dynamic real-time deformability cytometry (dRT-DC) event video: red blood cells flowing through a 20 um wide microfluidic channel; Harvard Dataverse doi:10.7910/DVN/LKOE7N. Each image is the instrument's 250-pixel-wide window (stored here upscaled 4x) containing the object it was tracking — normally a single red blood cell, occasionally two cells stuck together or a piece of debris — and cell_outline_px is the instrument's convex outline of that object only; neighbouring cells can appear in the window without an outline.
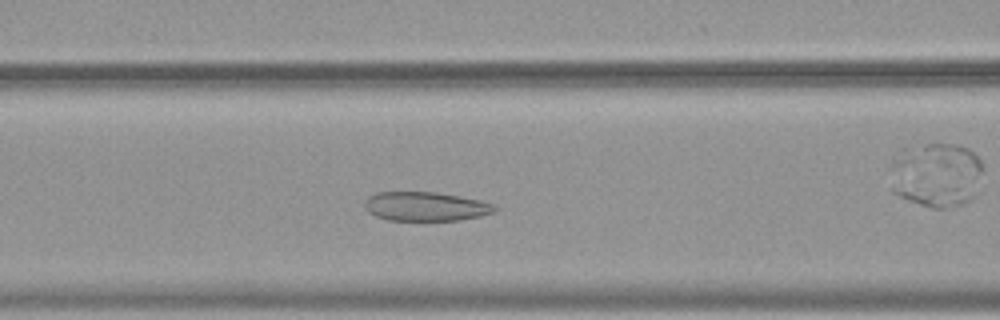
{"species": "common noctule bat (a hibernating species)", "species_latin": "Nyctalus noctula", "temperature_condition": "warm", "stored_images_in_passage": 35, "camera_frame_rate_fps": 3000, "um_per_image_px": 0.085, "animal": {"sex": "female", "body_mass_g": 19.9}, "frame": {"image": 1, "passage_image": 14, "time_ms": 4.333, "image_size_px": [1000, 320], "cell_outline_px": [[496, 212], [480, 216], [460, 220], [388, 220], [376, 216], [368, 212], [364, 208], [364, 204], [368, 196], [376, 192], [436, 192], [480, 200], [492, 204], [496, 208]], "centroid_in_image_um": [36.15, 17.54], "position_along_channel_um": 130.5, "area_um2": 22.02}}
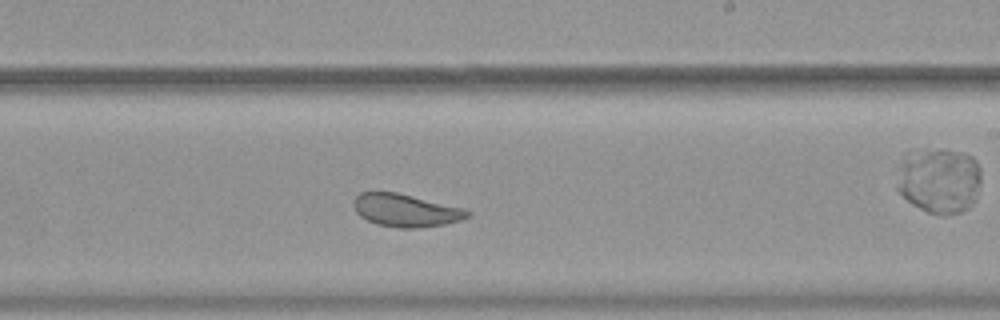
{"frame": {"image": 2, "passage_image": 24, "time_ms": 7.667, "image_size_px": [1000, 320], "cell_outline_px": [[472, 212], [468, 216], [460, 220], [444, 224], [416, 228], [400, 228], [376, 224], [360, 216], [356, 212], [352, 204], [352, 200], [360, 192], [396, 192], [460, 208]], "centroid_in_image_um": [34.41, 17.88], "position_along_channel_um": 254.6, "area_um2": 21.39}}
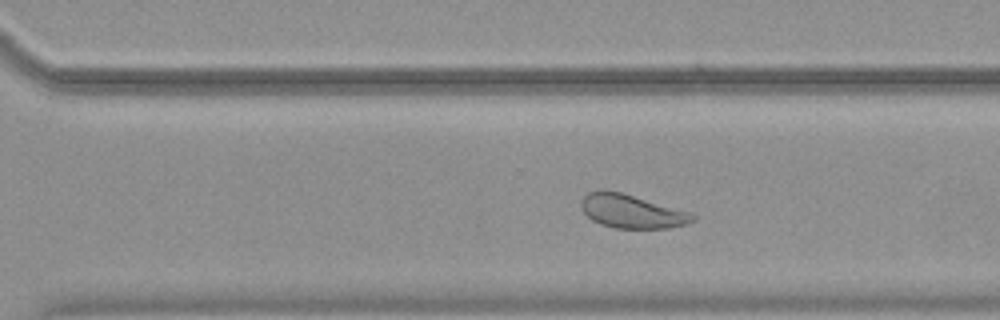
{"frame": {"image": 3, "passage_image": 29, "time_ms": 9.333, "image_size_px": [1000, 320], "cell_outline_px": [[696, 220], [688, 224], [668, 228], [616, 228], [600, 224], [592, 220], [580, 208], [580, 200], [588, 192], [620, 192], [688, 212], [696, 216]], "centroid_in_image_um": [53.69, 17.99], "position_along_channel_um": 316.9, "area_um2": 21.33}}